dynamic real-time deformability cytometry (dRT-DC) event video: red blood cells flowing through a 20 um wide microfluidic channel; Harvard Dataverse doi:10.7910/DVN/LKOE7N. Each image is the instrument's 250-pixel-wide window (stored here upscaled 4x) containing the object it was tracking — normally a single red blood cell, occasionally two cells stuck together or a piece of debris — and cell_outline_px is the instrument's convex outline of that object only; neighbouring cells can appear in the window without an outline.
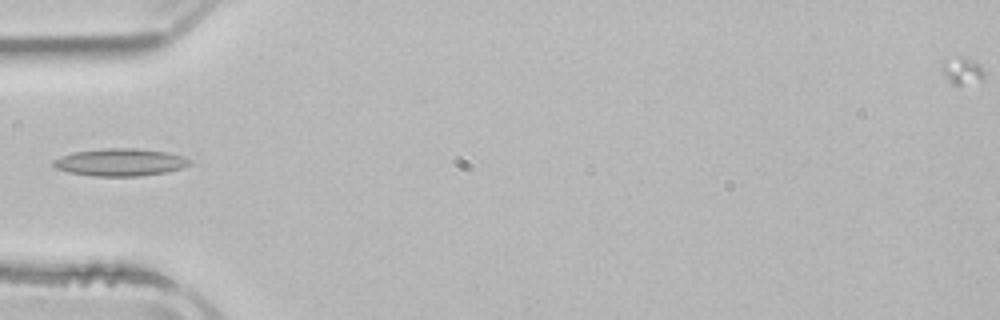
{"species": "common noctule bat (a hibernating species)", "species_latin": "Nyctalus noctula", "temperature_condition": "room temperature", "stored_images_in_passage": 3, "camera_frame_rate_fps": 3000, "um_per_image_px": 0.085, "animal": {"sex": "male", "body_mass_g": 21.5, "forearm_length_mm": 52.0}, "frame": {"image": 1, "passage_image": 3, "time_ms": 3.0, "image_size_px": [1000, 320], "cell_outline_px": [[192, 164], [184, 168], [164, 172], [140, 176], [92, 176], [68, 172], [56, 168], [52, 164], [52, 160], [60, 156], [72, 152], [104, 148], [136, 148], [168, 152], [192, 160]], "centroid_in_image_um": [10.21, 13.79], "position_along_channel_um": 74.8, "area_um2": 21.96}}